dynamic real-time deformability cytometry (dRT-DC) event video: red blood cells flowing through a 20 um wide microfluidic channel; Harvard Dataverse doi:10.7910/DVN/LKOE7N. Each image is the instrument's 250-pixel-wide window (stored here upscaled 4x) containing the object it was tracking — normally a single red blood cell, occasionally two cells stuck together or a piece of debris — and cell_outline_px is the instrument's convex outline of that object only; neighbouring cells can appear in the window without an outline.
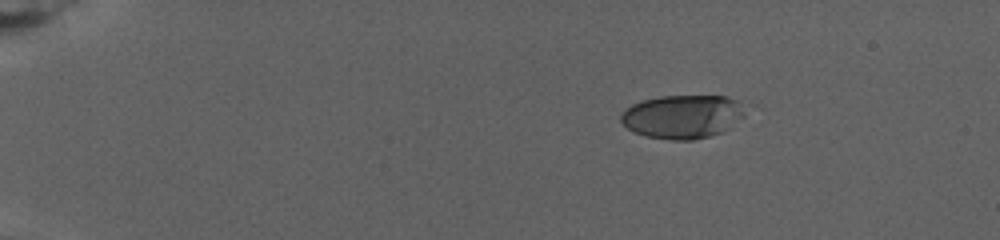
{"species": "human", "species_latin": "Homo sapiens", "temperature_condition": "warm", "stored_images_in_passage": 70, "camera_frame_rate_fps": 3000, "um_per_image_px": 0.085, "donor": {"sex": "female"}, "frame": {"image": 1, "passage_image": 10, "time_ms": 3.0, "image_size_px": [1000, 240], "cell_outline_px": [[724, 100], [704, 136], [652, 136], [640, 132], [624, 124], [624, 112], [636, 104], [648, 100], [672, 96], [720, 96]], "centroid_in_image_um": [57.29, 9.83], "position_along_channel_um": 27.7, "area_um2": 23.24}}
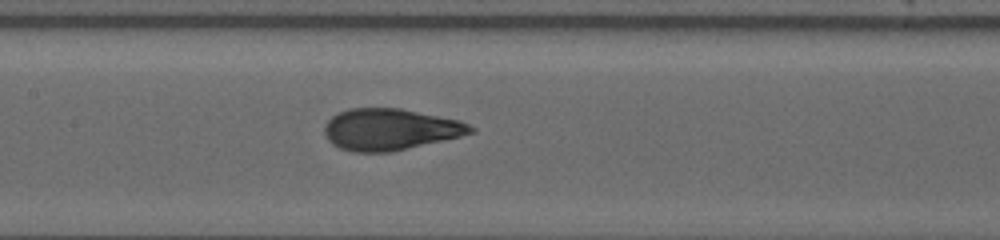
{"frame": {"image": 2, "passage_image": 39, "time_ms": 12.667, "image_size_px": [1000, 240], "cell_outline_px": [[468, 132], [456, 136], [400, 148], [348, 148], [332, 140], [328, 132], [328, 124], [336, 116], [344, 112], [368, 108], [384, 108], [408, 112], [452, 120], [464, 124], [468, 128]], "centroid_in_image_um": [33.15, 10.94], "position_along_channel_um": 174.2, "area_um2": 30.0}}
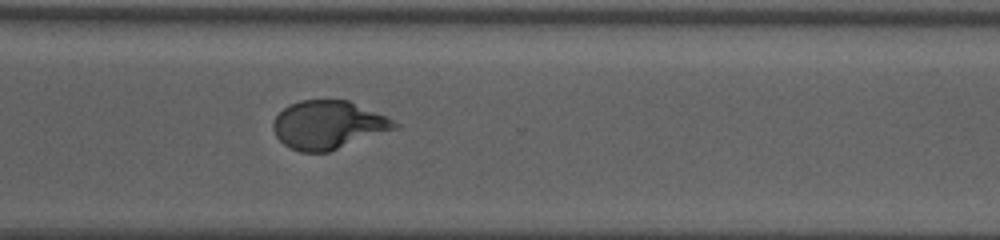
{"frame": {"image": 3, "passage_image": 58, "time_ms": 19.0, "image_size_px": [1000, 240], "cell_outline_px": [[384, 128], [324, 152], [308, 152], [296, 148], [288, 144], [276, 132], [276, 120], [280, 112], [296, 104], [308, 100], [344, 100], [380, 116], [384, 120]], "centroid_in_image_um": [27.66, 10.58], "position_along_channel_um": 342.9, "area_um2": 29.48}}